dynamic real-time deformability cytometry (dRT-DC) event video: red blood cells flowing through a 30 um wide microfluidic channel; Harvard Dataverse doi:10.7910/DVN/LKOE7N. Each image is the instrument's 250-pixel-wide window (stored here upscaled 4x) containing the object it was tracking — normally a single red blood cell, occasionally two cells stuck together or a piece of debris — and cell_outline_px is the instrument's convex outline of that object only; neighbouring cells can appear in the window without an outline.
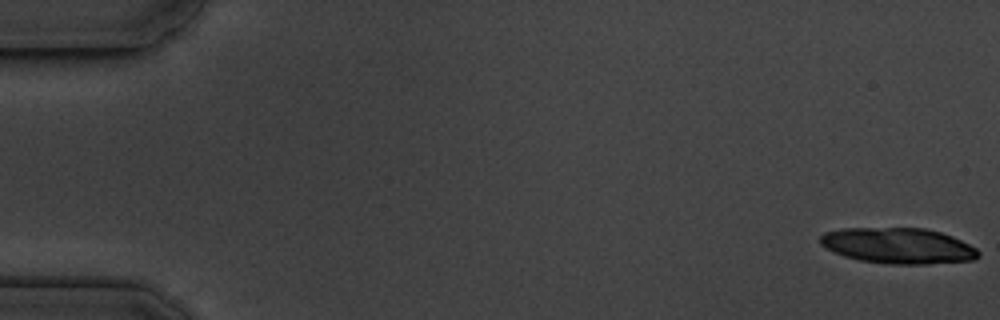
{"species": "common noctule bat (a hibernating species)", "species_latin": "Nyctalus noctula", "temperature_condition": "cold", "stored_images_in_passage": 15, "camera_frame_rate_fps": 3000, "um_per_image_px": 0.085, "animal": {"sex": "male", "body_mass_g": 19.5, "forearm_length_mm": 54.6}, "frame": {"image": 1, "passage_image": 1, "time_ms": 0.0, "image_size_px": [1000, 320], "cell_outline_px": [[976, 256], [952, 260], [876, 260], [860, 256], [936, 236], [944, 236], [964, 244], [976, 252]], "centroid_in_image_um": [78.69, 21.32], "position_along_channel_um": 6.3, "area_um2": 12.43}}